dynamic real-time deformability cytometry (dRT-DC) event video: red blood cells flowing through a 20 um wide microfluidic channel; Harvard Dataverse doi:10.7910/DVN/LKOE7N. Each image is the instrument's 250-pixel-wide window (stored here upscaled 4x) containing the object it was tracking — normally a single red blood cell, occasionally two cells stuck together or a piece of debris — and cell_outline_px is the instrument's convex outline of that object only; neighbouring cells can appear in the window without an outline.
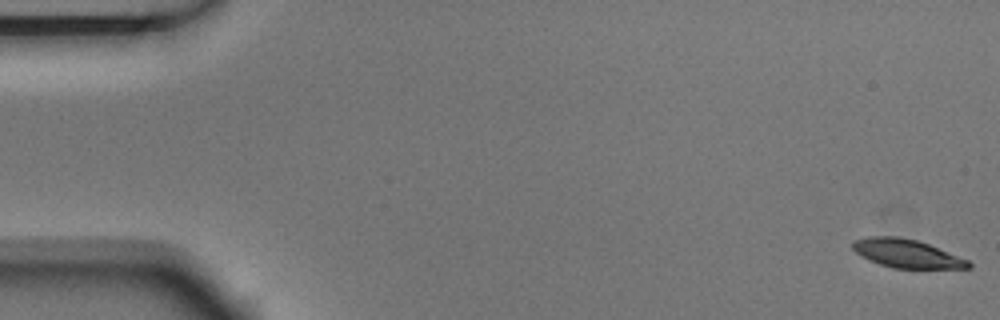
{"species": "Egyptian fruit bat (a non-hibernating species)", "species_latin": "Rousettus aegyptiacus", "temperature_condition": "room temperature", "stored_images_in_passage": 7, "camera_frame_rate_fps": 3000, "um_per_image_px": 0.085, "animal": {"sex": "male"}, "frame": {"image": 1, "passage_image": 1, "time_ms": 0.0, "image_size_px": [1000, 320], "cell_outline_px": [[972, 268], [892, 268], [868, 260], [860, 256], [852, 248], [852, 240], [868, 236], [900, 236], [916, 240], [928, 244], [968, 260], [972, 264]], "centroid_in_image_um": [77.02, 21.54], "position_along_channel_um": 8.0, "area_um2": 19.19}}
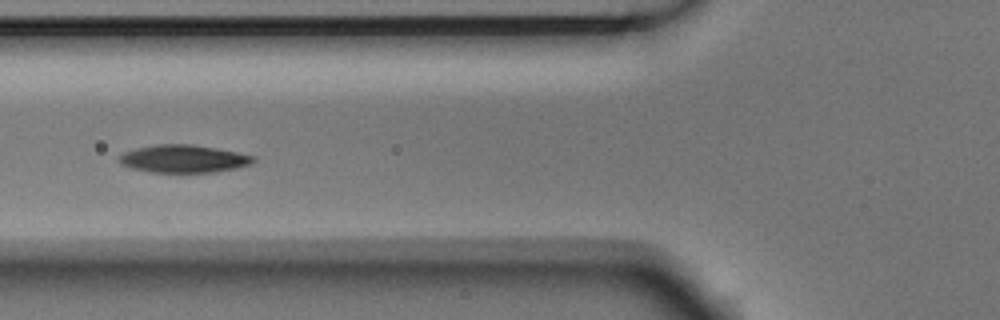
{"frame": {"image": 2, "passage_image": 6, "time_ms": 1.667, "image_size_px": [1000, 320], "cell_outline_px": [[256, 160], [252, 164], [236, 168], [216, 172], [148, 172], [132, 168], [120, 164], [116, 160], [124, 152], [136, 148], [156, 144], [192, 144], [216, 148], [256, 156]], "centroid_in_image_um": [15.6, 13.49], "position_along_channel_um": 110.2, "area_um2": 21.85}}
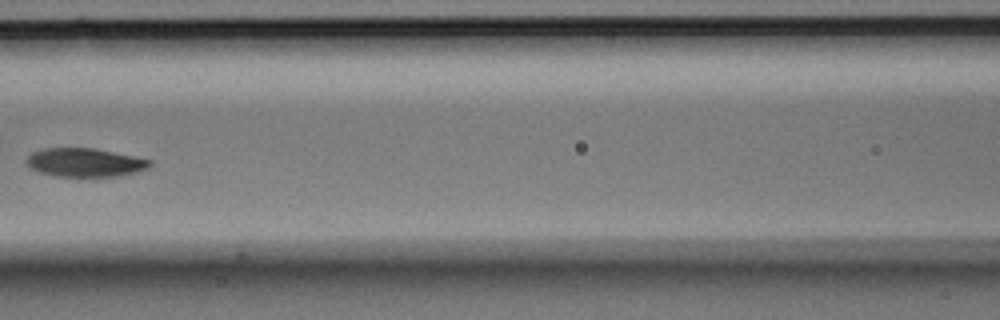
{"frame": {"image": 3, "passage_image": 7, "time_ms": 2.0, "image_size_px": [1000, 320], "cell_outline_px": [[152, 164], [148, 168], [136, 172], [120, 176], [56, 176], [36, 172], [28, 168], [24, 160], [32, 152], [44, 148], [96, 148], [152, 160]], "centroid_in_image_um": [7.17, 13.81], "position_along_channel_um": 159.4, "area_um2": 20.81}}